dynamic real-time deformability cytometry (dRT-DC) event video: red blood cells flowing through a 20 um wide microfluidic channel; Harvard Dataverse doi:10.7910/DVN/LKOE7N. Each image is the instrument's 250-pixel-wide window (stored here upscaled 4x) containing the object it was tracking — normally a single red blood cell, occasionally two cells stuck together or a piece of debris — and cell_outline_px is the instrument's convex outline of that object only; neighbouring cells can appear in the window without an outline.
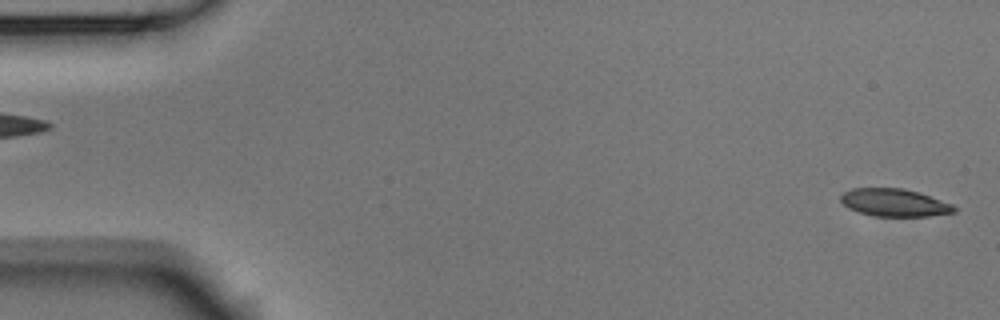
{"species": "Egyptian fruit bat (a non-hibernating species)", "species_latin": "Rousettus aegyptiacus", "temperature_condition": "room temperature", "stored_images_in_passage": 3, "segment_of_instrument_passage": [2, 2], "camera_frame_rate_fps": 3000, "um_per_image_px": 0.085, "animal": {"sex": "male"}, "frame": {"image": 1, "passage_image": 3, "time_ms": 0.667, "image_size_px": [1000, 320], "cell_outline_px": [[956, 212], [928, 216], [872, 216], [848, 208], [840, 200], [840, 196], [844, 192], [852, 188], [904, 188], [920, 192], [952, 204], [956, 208]], "centroid_in_image_um": [76.03, 17.22], "position_along_channel_um": 9.0, "area_um2": 18.32}}